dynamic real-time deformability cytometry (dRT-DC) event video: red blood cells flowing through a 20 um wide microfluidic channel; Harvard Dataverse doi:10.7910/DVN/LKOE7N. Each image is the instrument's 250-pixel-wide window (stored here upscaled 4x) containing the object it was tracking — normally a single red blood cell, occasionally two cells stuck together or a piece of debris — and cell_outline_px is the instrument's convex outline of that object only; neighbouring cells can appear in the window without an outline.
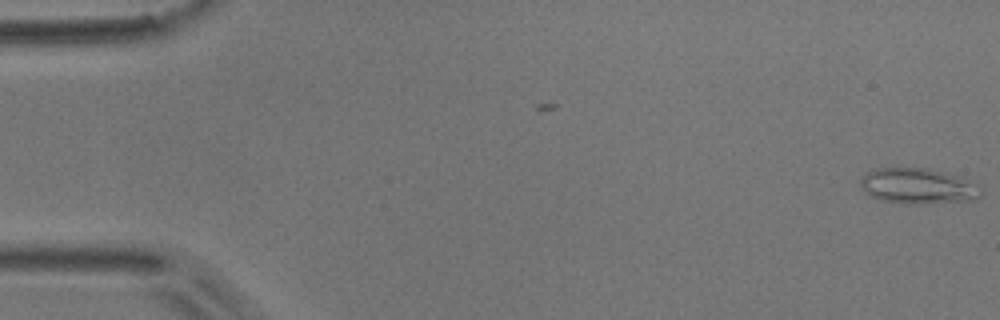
{"species": "common noctule bat (a hibernating species)", "species_latin": "Nyctalus noctula", "temperature_condition": "room temperature", "stored_images_in_passage": 51, "camera_frame_rate_fps": 3000, "um_per_image_px": 0.085, "animal": {"sex": "male", "body_mass_g": 17.9}, "frame": {"image": 1, "passage_image": 1, "time_ms": 0.0, "image_size_px": [1000, 320], "cell_outline_px": [[984, 192], [976, 200], [912, 204], [880, 200], [872, 196], [860, 184], [860, 176], [876, 168], [924, 168], [956, 176], [980, 184], [984, 188]], "centroid_in_image_um": [78.09, 15.82], "position_along_channel_um": 6.9, "area_um2": 24.85}}
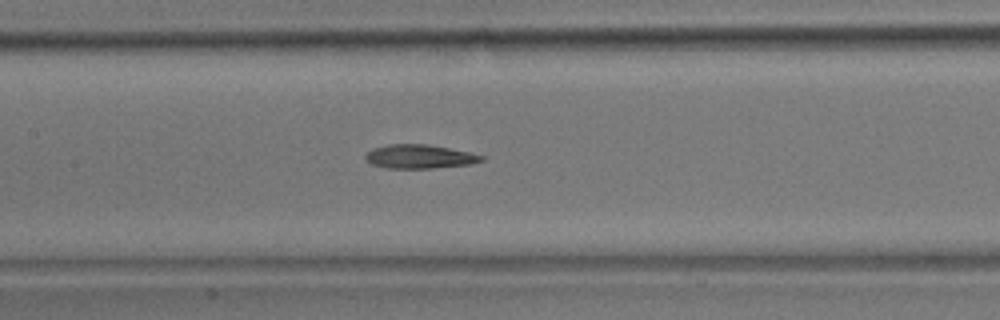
{"frame": {"image": 2, "passage_image": 25, "time_ms": 8.0, "image_size_px": [1000, 320], "cell_outline_px": [[484, 160], [472, 164], [432, 168], [384, 168], [372, 164], [364, 160], [364, 156], [372, 148], [388, 144], [428, 144], [468, 152], [484, 156]], "centroid_in_image_um": [35.62, 13.31], "position_along_channel_um": 171.8, "area_um2": 16.18}}
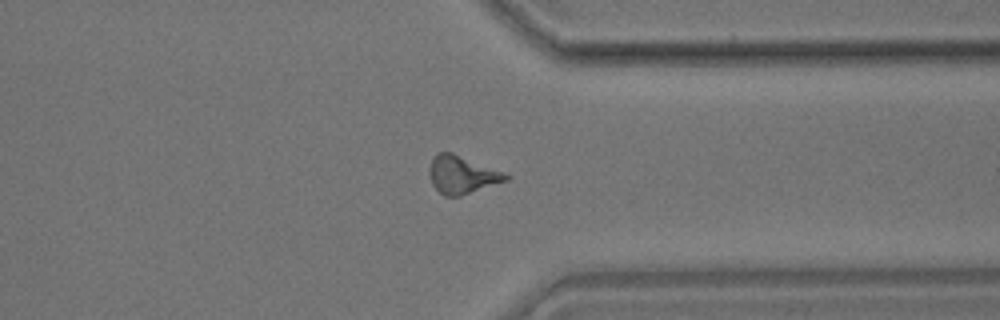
{"frame": {"image": 3, "passage_image": 41, "time_ms": 13.333, "image_size_px": [1000, 320], "cell_outline_px": [[512, 176], [508, 180], [460, 196], [444, 196], [432, 184], [432, 156], [436, 152], [452, 152]], "centroid_in_image_um": [39.3, 14.85], "position_along_channel_um": 372.1, "area_um2": 16.36}, "authors_computed_cell_mechanics": {"area_um2": 16.473, "velocity_mm_per_s": 3.8093, "shape_relaxation_time_tau1_ms": null, "shape_relaxation_time_tau2_ms": 7.8085, "deformation_change_tau1": null, "deformation_change_tau2": 0.2151}}